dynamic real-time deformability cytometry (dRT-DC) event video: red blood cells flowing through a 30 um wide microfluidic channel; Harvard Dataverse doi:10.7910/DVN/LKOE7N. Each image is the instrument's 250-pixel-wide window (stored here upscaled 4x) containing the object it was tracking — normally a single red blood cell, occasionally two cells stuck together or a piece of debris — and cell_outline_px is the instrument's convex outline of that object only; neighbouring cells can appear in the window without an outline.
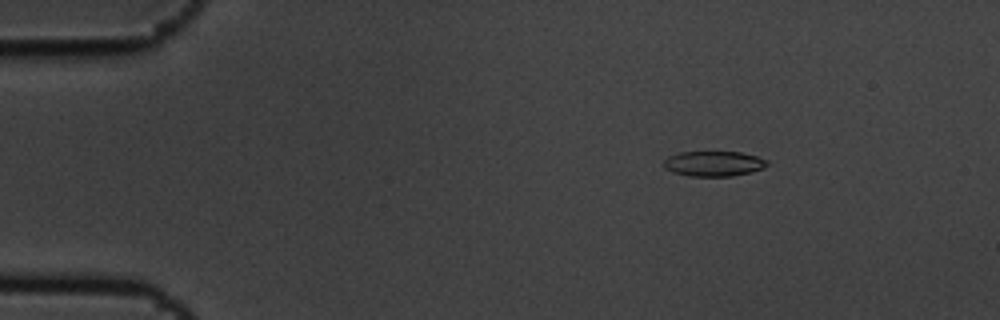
{"species": "common noctule bat (a hibernating species)", "species_latin": "Nyctalus noctula", "temperature_condition": "cold", "stored_images_in_passage": 4, "camera_frame_rate_fps": 3000, "um_per_image_px": 0.085, "animal": {"sex": "male", "body_mass_g": 19.5, "forearm_length_mm": 54.6}, "frame": {"image": 1, "passage_image": 1, "time_ms": 0.0, "image_size_px": [1000, 320], "cell_outline_px": [[768, 164], [764, 168], [752, 172], [732, 176], [688, 176], [672, 172], [664, 168], [664, 160], [668, 156], [680, 152], [740, 152], [756, 156], [768, 160]], "centroid_in_image_um": [60.66, 13.91], "position_along_channel_um": 24.3, "area_um2": 15.26}}
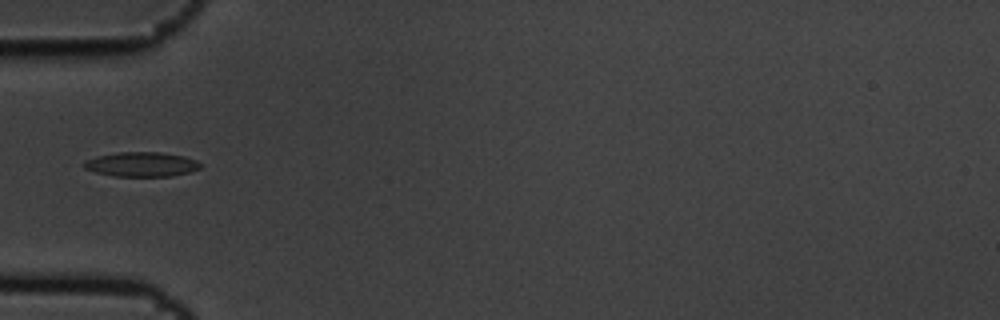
{"frame": {"image": 2, "passage_image": 4, "time_ms": 1.0, "image_size_px": [1000, 320], "cell_outline_px": [[200, 168], [192, 172], [172, 176], [116, 176], [96, 172], [84, 168], [84, 160], [96, 156], [120, 152], [160, 152], [184, 156], [196, 160], [200, 164]], "centroid_in_image_um": [12.04, 13.96], "position_along_channel_um": 73.0, "area_um2": 16.65}}